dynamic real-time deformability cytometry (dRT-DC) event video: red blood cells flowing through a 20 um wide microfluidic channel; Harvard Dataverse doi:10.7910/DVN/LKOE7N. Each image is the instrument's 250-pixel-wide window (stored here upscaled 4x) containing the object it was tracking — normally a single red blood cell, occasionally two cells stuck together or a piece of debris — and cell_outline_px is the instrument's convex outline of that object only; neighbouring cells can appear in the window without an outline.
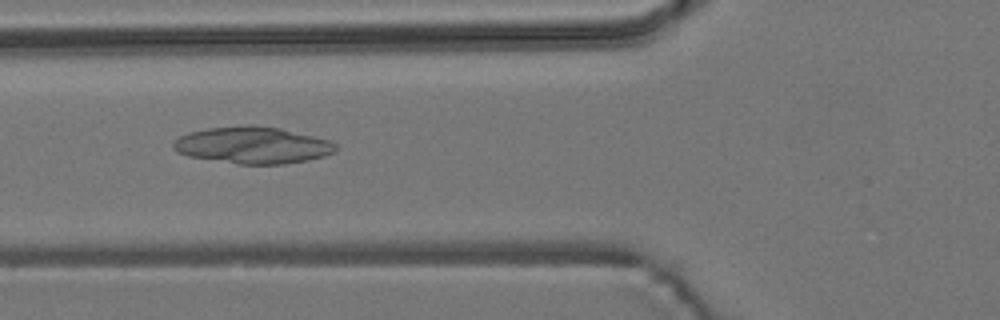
{"species": "common noctule bat (a hibernating species)", "species_latin": "Nyctalus noctula", "temperature_condition": "room temperature", "stored_images_in_passage": 4, "camera_frame_rate_fps": 3000, "um_per_image_px": 0.085, "animal": {"sex": "male", "body_mass_g": 19.2, "forearm_length_mm": 51.8}, "frame": {"image": 1, "passage_image": 2, "time_ms": 0.333, "image_size_px": [1000, 320], "cell_outline_px": [[336, 152], [324, 156], [308, 160], [284, 164], [236, 164], [188, 156], [176, 152], [172, 148], [172, 144], [180, 136], [188, 132], [208, 128], [248, 124], [256, 124], [280, 128], [328, 140], [336, 144]], "centroid_in_image_um": [21.45, 12.34], "position_along_channel_um": 104.3, "area_um2": 35.03}}
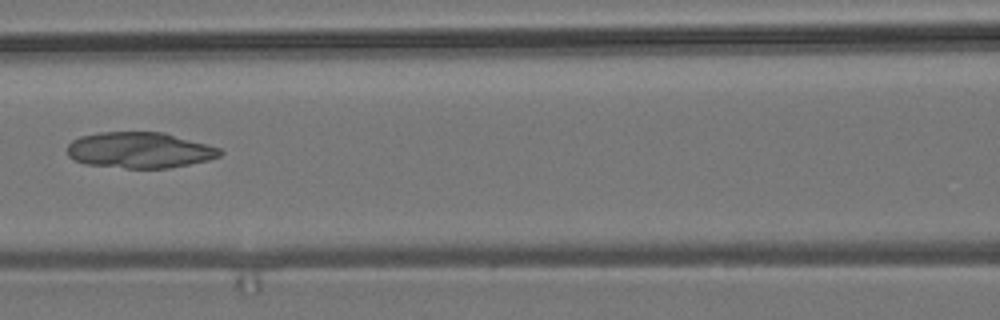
{"frame": {"image": 2, "passage_image": 3, "time_ms": 0.667, "image_size_px": [1000, 320], "cell_outline_px": [[224, 152], [220, 156], [208, 160], [168, 168], [124, 168], [84, 164], [68, 156], [68, 144], [72, 140], [80, 136], [100, 132], [164, 132], [208, 144], [220, 148]], "centroid_in_image_um": [11.88, 12.76], "position_along_channel_um": 154.7, "area_um2": 32.08}}
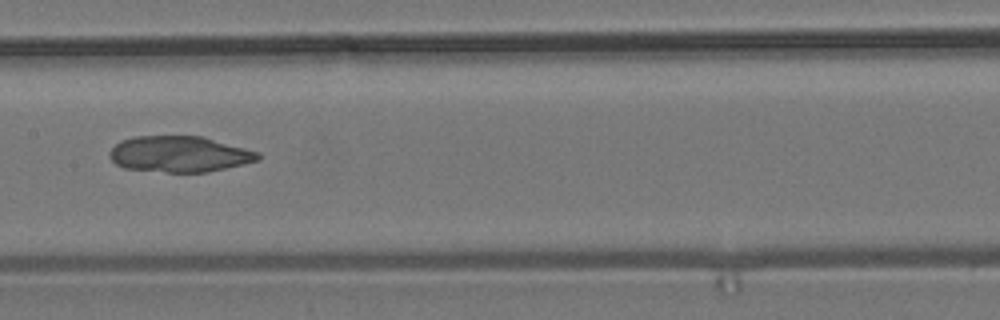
{"frame": {"image": 3, "passage_image": 4, "time_ms": 1.0, "image_size_px": [1000, 320], "cell_outline_px": [[260, 160], [244, 164], [208, 172], [168, 172], [124, 168], [116, 164], [108, 156], [108, 152], [120, 140], [136, 136], [204, 136], [260, 152]], "centroid_in_image_um": [15.27, 13.09], "position_along_channel_um": 192.1, "area_um2": 31.33}}